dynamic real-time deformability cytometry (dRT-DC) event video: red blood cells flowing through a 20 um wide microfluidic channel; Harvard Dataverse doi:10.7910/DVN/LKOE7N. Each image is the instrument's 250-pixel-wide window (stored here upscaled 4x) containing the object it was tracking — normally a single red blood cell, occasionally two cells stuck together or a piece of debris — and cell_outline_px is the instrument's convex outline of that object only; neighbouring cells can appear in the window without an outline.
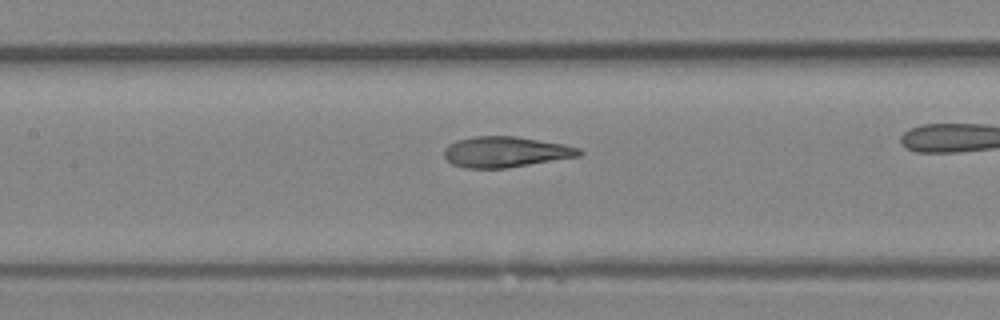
{"species": "Egyptian fruit bat (a non-hibernating species)", "species_latin": "Rousettus aegyptiacus", "temperature_condition": "room temperature", "stored_images_in_passage": 31, "camera_frame_rate_fps": 3000, "um_per_image_px": 0.085, "animal": {"sex": "female"}, "frame": {"image": 1, "passage_image": 18, "time_ms": 5.667, "image_size_px": [1000, 320], "cell_outline_px": [[584, 152], [580, 156], [504, 168], [464, 168], [452, 164], [444, 156], [444, 148], [448, 144], [456, 140], [472, 136], [516, 136], [564, 144], [580, 148]], "centroid_in_image_um": [42.95, 12.9], "position_along_channel_um": 164.4, "area_um2": 24.22}}